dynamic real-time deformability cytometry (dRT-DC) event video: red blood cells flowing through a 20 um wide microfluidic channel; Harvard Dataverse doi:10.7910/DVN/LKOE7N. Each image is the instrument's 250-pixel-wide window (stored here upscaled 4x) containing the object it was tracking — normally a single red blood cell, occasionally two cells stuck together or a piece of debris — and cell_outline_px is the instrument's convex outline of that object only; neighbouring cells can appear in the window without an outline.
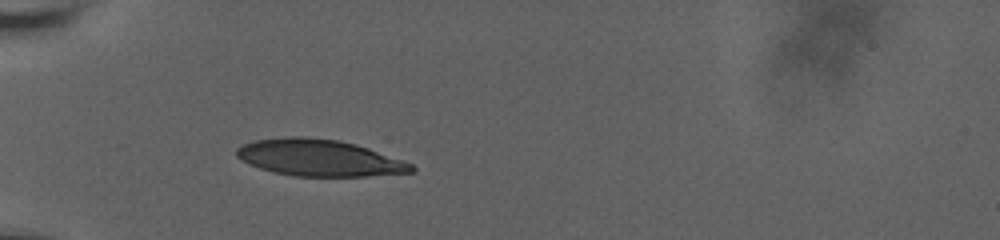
{"species": "human", "species_latin": "Homo sapiens", "temperature_condition": "room temperature", "stored_images_in_passage": 43, "camera_frame_rate_fps": 3000, "um_per_image_px": 0.085, "donor": {"sex": "male"}, "frame": {"image": 1, "passage_image": 1, "time_ms": 0.0, "image_size_px": [1000, 240], "cell_outline_px": [[416, 168], [412, 172], [368, 176], [292, 176], [272, 172], [248, 164], [240, 160], [236, 156], [236, 148], [244, 144], [256, 140], [288, 136], [308, 136], [340, 140], [356, 144], [404, 160], [412, 164]], "centroid_in_image_um": [27.12, 13.41], "position_along_channel_um": 57.9, "area_um2": 37.57}}
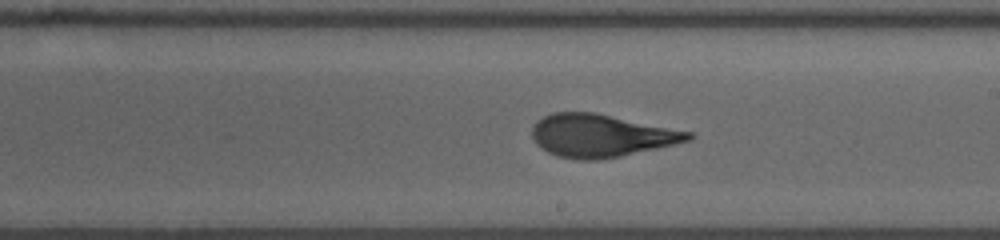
{"frame": {"image": 2, "passage_image": 18, "time_ms": 5.333, "image_size_px": [1000, 240], "cell_outline_px": [[696, 136], [692, 140], [620, 156], [600, 160], [576, 160], [560, 156], [548, 152], [540, 148], [532, 140], [532, 128], [536, 120], [552, 112], [596, 112], [692, 132]], "centroid_in_image_um": [51.07, 11.52], "position_along_channel_um": 237.9, "area_um2": 39.07}}
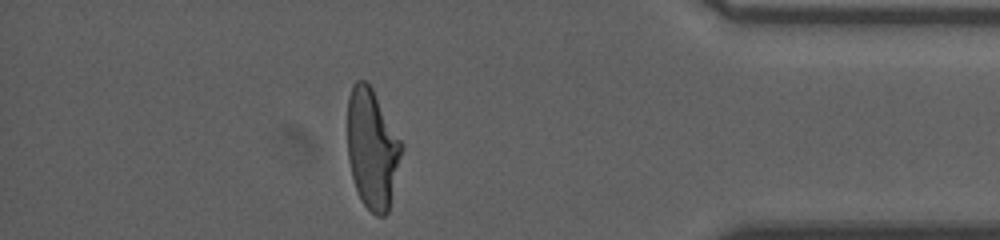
{"frame": {"image": 3, "passage_image": 32, "time_ms": 10.667, "image_size_px": [1000, 240], "cell_outline_px": [[404, 148], [388, 212], [384, 216], [376, 216], [360, 200], [352, 176], [348, 156], [348, 96], [352, 84], [356, 80], [364, 80], [372, 88], [404, 144]], "centroid_in_image_um": [31.65, 12.64], "position_along_channel_um": 403.5, "area_um2": 37.92}, "authors_computed_cell_mechanics": {"area_um2": 39.015, "velocity_mm_per_s": 3.6635, "shape_relaxation_time_tau1_ms": 5.498, "shape_relaxation_time_tau2_ms": 1.0, "deformation_change_tau1": 0.2138, "deformation_change_tau2": 0.0631}}